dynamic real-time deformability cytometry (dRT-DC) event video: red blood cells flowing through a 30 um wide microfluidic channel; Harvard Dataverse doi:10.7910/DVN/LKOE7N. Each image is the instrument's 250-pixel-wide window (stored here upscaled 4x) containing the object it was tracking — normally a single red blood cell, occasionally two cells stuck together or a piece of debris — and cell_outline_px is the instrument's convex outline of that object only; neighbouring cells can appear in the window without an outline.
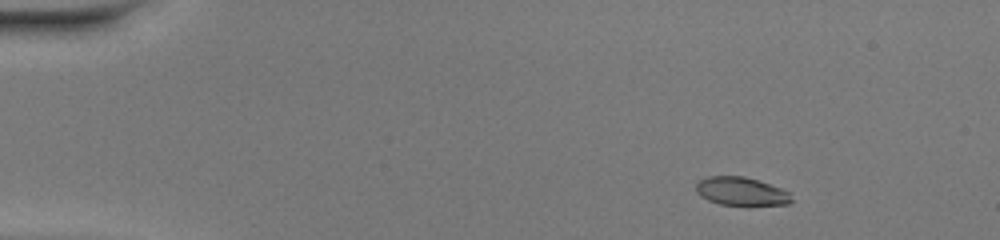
{"species": "common noctule bat (a hibernating species)", "species_latin": "Nyctalus noctula", "temperature_condition": "warm", "stored_images_in_passage": 47, "camera_frame_rate_fps": 3000, "um_per_image_px": 0.085, "animal": {"sex": "female", "body_mass_g": 20.0, "forearm_length_mm": 54.0}, "frame": {"image": 1, "passage_image": 4, "time_ms": 1.0, "image_size_px": [1000, 240], "cell_outline_px": [[792, 200], [788, 204], [720, 204], [708, 200], [700, 196], [696, 192], [696, 184], [700, 180], [708, 176], [744, 176], [780, 188], [788, 192]], "centroid_in_image_um": [62.94, 16.25], "position_along_channel_um": 22.1, "area_um2": 15.32}}
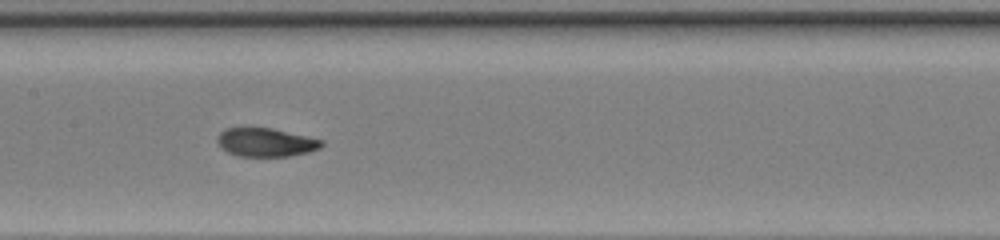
{"frame": {"image": 2, "passage_image": 23, "time_ms": 7.333, "image_size_px": [1000, 240], "cell_outline_px": [[324, 144], [320, 148], [308, 152], [288, 156], [240, 156], [228, 152], [220, 148], [216, 140], [216, 136], [224, 128], [272, 128], [324, 140]], "centroid_in_image_um": [22.57, 12.09], "position_along_channel_um": 184.8, "area_um2": 17.4}}
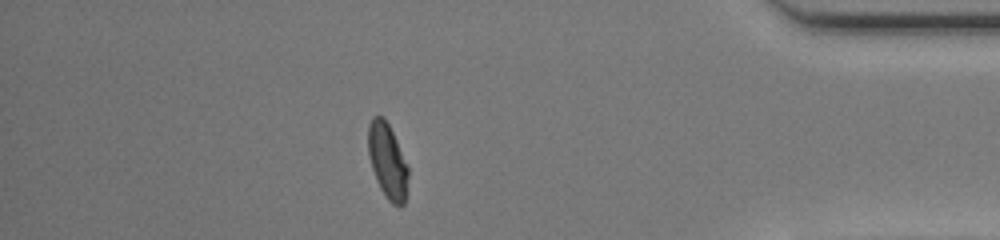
{"frame": {"image": 3, "passage_image": 41, "time_ms": 13.333, "image_size_px": [1000, 240], "cell_outline_px": [[408, 176], [404, 204], [400, 208], [392, 204], [388, 200], [380, 188], [376, 180], [372, 168], [368, 152], [368, 124], [372, 116], [384, 116], [408, 164]], "centroid_in_image_um": [32.93, 13.69], "position_along_channel_um": 402.3, "area_um2": 17.57}, "authors_computed_cell_mechanics": {"area_um2": 17.6868, "velocity_mm_per_s": 4.2145, "shape_relaxation_time_tau1_ms": 5.0472, "shape_relaxation_time_tau2_ms": 0.9522, "deformation_change_tau1": 0.195, "deformation_change_tau2": 0.0524}}